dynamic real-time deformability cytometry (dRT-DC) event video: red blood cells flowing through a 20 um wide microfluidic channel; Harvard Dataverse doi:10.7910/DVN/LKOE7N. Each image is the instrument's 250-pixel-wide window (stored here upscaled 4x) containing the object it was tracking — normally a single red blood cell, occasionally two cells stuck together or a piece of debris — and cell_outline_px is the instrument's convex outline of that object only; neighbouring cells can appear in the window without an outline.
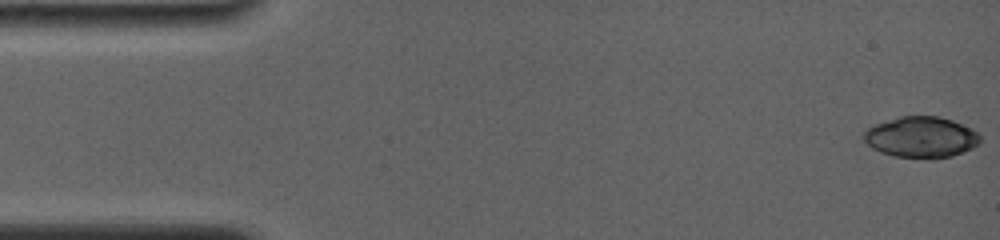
{"species": "common noctule bat (a hibernating species)", "species_latin": "Nyctalus noctula", "temperature_condition": "room temperature", "stored_images_in_passage": 16, "camera_frame_rate_fps": 4000, "um_per_image_px": 0.085, "animal": {"sex": "female", "body_mass_g": 19.0, "forearm_length_mm": 56.7}, "frame": {"image": 1, "passage_image": 1, "time_ms": 0.0, "image_size_px": [1000, 240], "cell_outline_px": [[980, 144], [964, 152], [952, 156], [936, 160], [932, 160], [892, 156], [880, 152], [872, 148], [864, 140], [864, 132], [872, 124], [900, 116], [940, 116], [952, 120], [972, 128], [980, 136]], "centroid_in_image_um": [78.3, 11.68], "position_along_channel_um": 6.7, "area_um2": 28.38}}
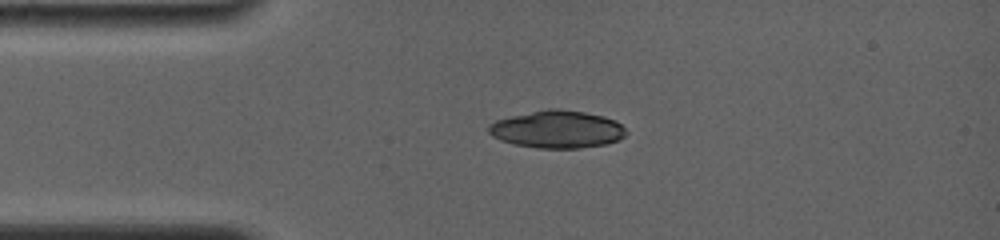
{"frame": {"image": 2, "passage_image": 14, "time_ms": 3.5, "image_size_px": [1000, 240], "cell_outline_px": [[628, 132], [620, 140], [604, 144], [580, 148], [536, 148], [516, 144], [500, 140], [492, 136], [488, 132], [488, 124], [496, 120], [512, 116], [548, 108], [560, 108], [584, 112], [604, 116], [616, 120]], "centroid_in_image_um": [47.37, 10.99], "position_along_channel_um": 37.6, "area_um2": 30.11}}